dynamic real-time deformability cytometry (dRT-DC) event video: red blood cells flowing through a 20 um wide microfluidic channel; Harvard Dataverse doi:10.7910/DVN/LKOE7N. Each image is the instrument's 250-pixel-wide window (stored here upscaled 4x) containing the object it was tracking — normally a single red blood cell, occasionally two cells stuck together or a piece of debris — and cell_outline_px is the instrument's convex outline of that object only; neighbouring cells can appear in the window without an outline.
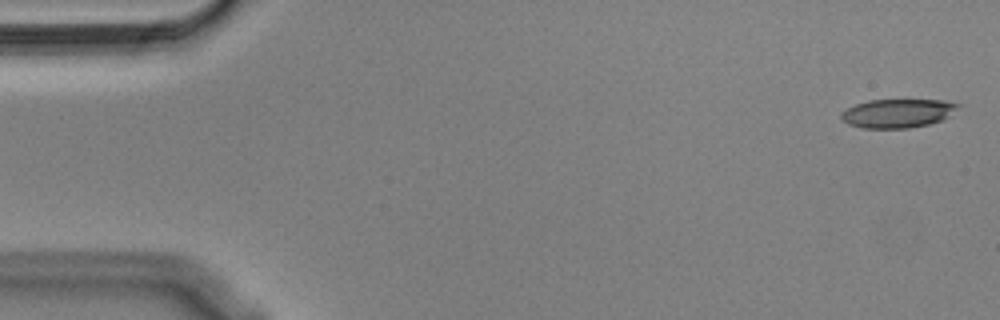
{"species": "Egyptian fruit bat (a non-hibernating species)", "species_latin": "Rousettus aegyptiacus", "temperature_condition": "cold", "stored_images_in_passage": 54, "camera_frame_rate_fps": 3000, "um_per_image_px": 0.085, "animal": {"sex": "male"}, "frame": {"image": 1, "passage_image": 1, "time_ms": 0.0, "image_size_px": [1000, 320], "cell_outline_px": [[960, 104], [944, 120], [928, 124], [908, 128], [864, 128], [848, 124], [840, 116], [840, 112], [856, 104], [868, 100], [944, 100]], "centroid_in_image_um": [76.28, 9.63], "position_along_channel_um": 8.7, "area_um2": 19.42}}
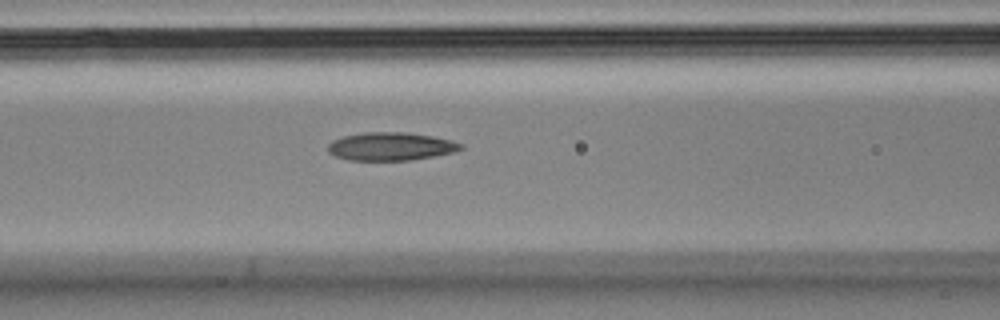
{"frame": {"image": 2, "passage_image": 22, "time_ms": 7.0, "image_size_px": [1000, 320], "cell_outline_px": [[464, 148], [456, 152], [412, 160], [348, 160], [336, 156], [328, 152], [328, 144], [332, 140], [344, 136], [364, 132], [404, 132], [432, 136], [452, 140], [464, 144]], "centroid_in_image_um": [33.25, 12.44], "position_along_channel_um": 133.4, "area_um2": 21.91}}
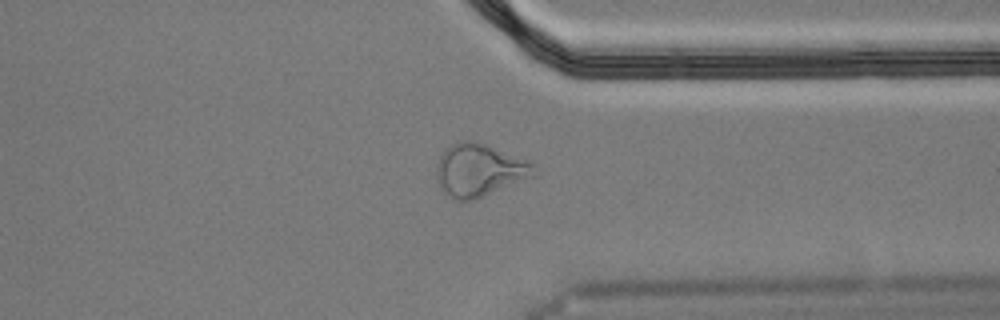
{"frame": {"image": 3, "passage_image": 42, "time_ms": 13.667, "image_size_px": [1000, 320], "cell_outline_px": [[536, 176], [472, 200], [452, 200], [444, 192], [440, 184], [436, 172], [436, 164], [440, 156], [456, 140], [476, 140], [528, 160], [536, 164]], "centroid_in_image_um": [40.77, 14.44], "position_along_channel_um": 370.6, "area_um2": 30.06}, "authors_computed_cell_mechanics": {"area_um2": 21.8773, "velocity_mm_per_s": 3.5919, "shape_relaxation_time_tau1_ms": null, "shape_relaxation_time_tau2_ms": 4.2773, "deformation_change_tau1": null, "deformation_change_tau2": 0.1383}}